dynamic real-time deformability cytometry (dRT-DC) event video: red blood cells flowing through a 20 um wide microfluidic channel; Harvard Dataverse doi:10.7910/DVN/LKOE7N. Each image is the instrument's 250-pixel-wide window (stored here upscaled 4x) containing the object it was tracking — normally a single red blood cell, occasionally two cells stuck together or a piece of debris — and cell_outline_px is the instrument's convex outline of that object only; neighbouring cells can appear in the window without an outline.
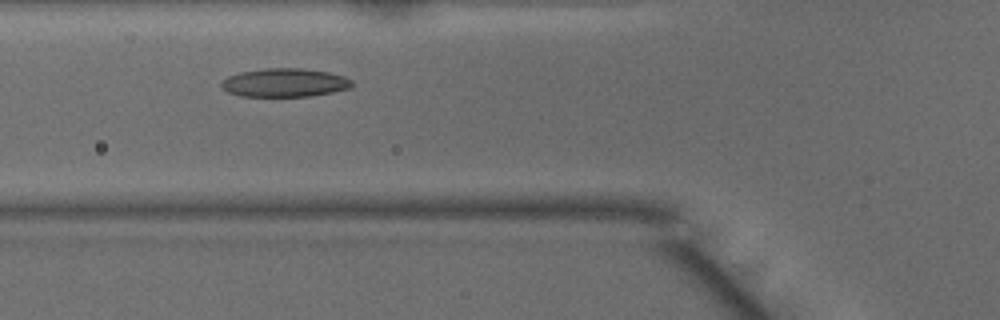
{"species": "common noctule bat (a hibernating species)", "species_latin": "Nyctalus noctula", "temperature_condition": "warm", "stored_images_in_passage": 41, "camera_frame_rate_fps": 3000, "um_per_image_px": 0.085, "animal": {"sex": "male", "body_mass_g": 15.6}, "frame": {"image": 1, "passage_image": 10, "time_ms": 3.0, "image_size_px": [1000, 320], "cell_outline_px": [[352, 84], [348, 88], [332, 92], [308, 96], [240, 96], [228, 92], [220, 88], [220, 80], [228, 76], [240, 72], [264, 68], [300, 68], [328, 72], [344, 76], [352, 80]], "centroid_in_image_um": [24.13, 7.02], "position_along_channel_um": 101.7, "area_um2": 21.73}}
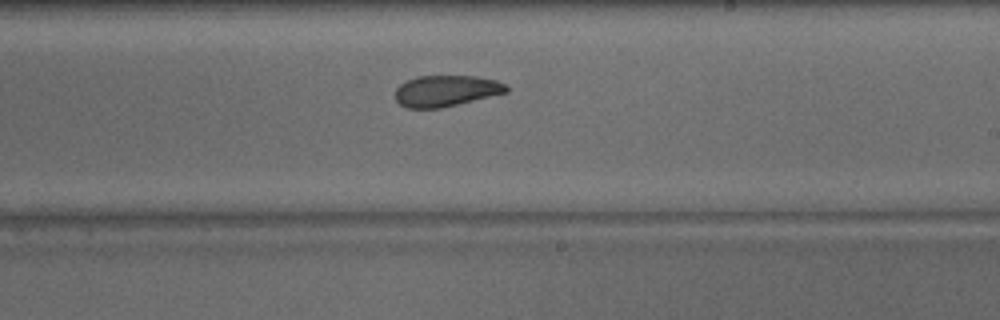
{"frame": {"image": 2, "passage_image": 21, "time_ms": 6.667, "image_size_px": [1000, 320], "cell_outline_px": [[508, 92], [440, 108], [408, 108], [400, 104], [396, 100], [396, 88], [400, 84], [416, 76], [476, 76], [496, 80], [508, 84]], "centroid_in_image_um": [37.93, 7.71], "position_along_channel_um": 251.1, "area_um2": 20.11}}
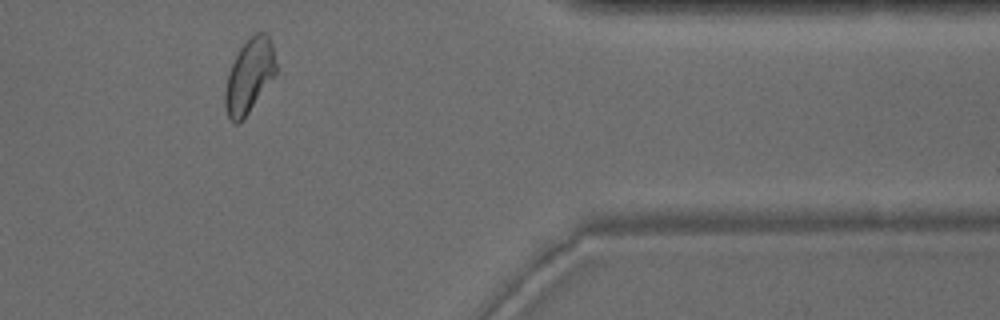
{"frame": {"image": 3, "passage_image": 33, "time_ms": 10.667, "image_size_px": [1000, 320], "cell_outline_px": [[276, 72], [244, 120], [236, 124], [228, 116], [224, 104], [224, 92], [228, 72], [240, 48], [256, 32], [268, 32], [272, 44], [276, 64]], "centroid_in_image_um": [21.18, 6.46], "position_along_channel_um": 390.2, "area_um2": 21.73}, "authors_computed_cell_mechanics": {"area_um2": 21.7906, "velocity_mm_per_s": 4.0733, "shape_relaxation_time_tau1_ms": 4.863, "shape_relaxation_time_tau2_ms": 1.707, "deformation_change_tau1": 0.1402, "deformation_change_tau2": 0.0733}}